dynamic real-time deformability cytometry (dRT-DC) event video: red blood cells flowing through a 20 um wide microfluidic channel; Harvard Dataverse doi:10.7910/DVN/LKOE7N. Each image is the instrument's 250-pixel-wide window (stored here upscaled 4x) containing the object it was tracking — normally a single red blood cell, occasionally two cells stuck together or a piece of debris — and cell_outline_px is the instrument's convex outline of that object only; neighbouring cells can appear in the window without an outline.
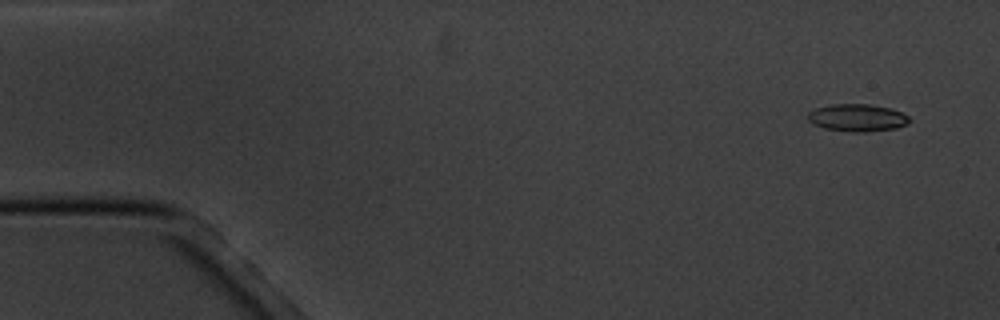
{"species": "common noctule bat (a hibernating species)", "species_latin": "Nyctalus noctula", "temperature_condition": "cold", "stored_images_in_passage": 4, "camera_frame_rate_fps": 3000, "um_per_image_px": 0.085, "animal": {"sex": "male", "body_mass_g": 20.1, "forearm_length_mm": 53.5}, "frame": {"image": 1, "passage_image": 1, "time_ms": 0.0, "image_size_px": [1000, 320], "cell_outline_px": [[912, 120], [908, 124], [896, 128], [864, 132], [852, 132], [824, 128], [812, 124], [808, 120], [808, 112], [816, 108], [832, 104], [868, 104], [888, 108], [900, 112], [908, 116]], "centroid_in_image_um": [72.86, 10.01], "position_along_channel_um": 12.1, "area_um2": 16.18}}